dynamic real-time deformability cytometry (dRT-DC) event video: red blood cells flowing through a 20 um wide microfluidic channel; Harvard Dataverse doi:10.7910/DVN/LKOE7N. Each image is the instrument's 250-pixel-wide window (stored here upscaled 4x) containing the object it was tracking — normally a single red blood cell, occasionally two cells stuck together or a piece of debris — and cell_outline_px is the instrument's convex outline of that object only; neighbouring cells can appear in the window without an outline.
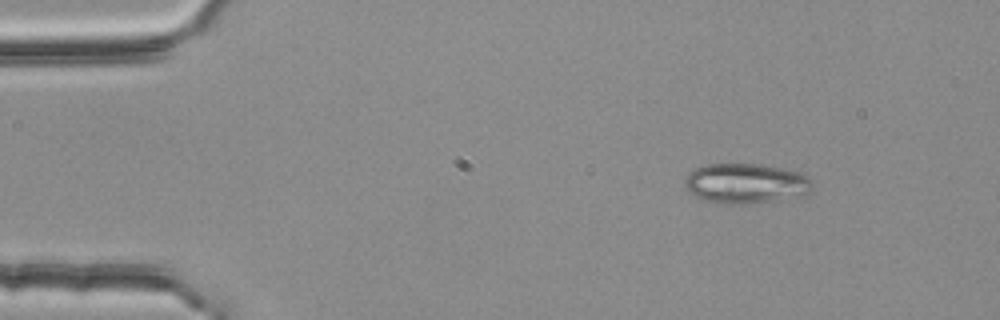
{"species": "common noctule bat (a hibernating species)", "species_latin": "Nyctalus noctula", "temperature_condition": "room temperature", "stored_images_in_passage": 4, "camera_frame_rate_fps": 3000, "um_per_image_px": 0.085, "animal": {"sex": "female", "body_mass_g": 25.1}, "frame": {"image": 1, "passage_image": 1, "time_ms": 0.0, "image_size_px": [1000, 320], "cell_outline_px": [[812, 188], [808, 192], [800, 196], [744, 204], [728, 204], [708, 200], [696, 196], [684, 184], [684, 180], [688, 172], [696, 168], [708, 164], [760, 164], [800, 172], [812, 180]], "centroid_in_image_um": [63.4, 15.57], "position_along_channel_um": 21.6, "area_um2": 29.3}}